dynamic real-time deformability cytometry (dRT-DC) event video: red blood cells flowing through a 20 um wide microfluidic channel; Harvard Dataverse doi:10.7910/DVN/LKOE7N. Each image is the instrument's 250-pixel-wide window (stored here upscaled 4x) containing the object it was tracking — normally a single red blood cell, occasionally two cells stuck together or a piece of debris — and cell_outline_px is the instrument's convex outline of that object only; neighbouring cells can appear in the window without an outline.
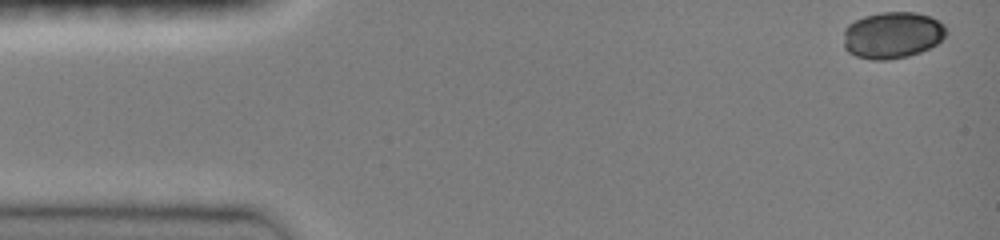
{"species": "common noctule bat (a hibernating species)", "species_latin": "Nyctalus noctula", "temperature_condition": "room temperature", "stored_images_in_passage": 8, "camera_frame_rate_fps": 3000, "um_per_image_px": 0.085, "animal": {"sex": "female", "body_mass_g": 19.0, "forearm_length_mm": 51.5}, "frame": {"image": 1, "passage_image": 1, "time_ms": 0.0, "image_size_px": [1000, 240], "cell_outline_px": [[948, 32], [936, 44], [920, 52], [908, 56], [888, 60], [872, 60], [856, 56], [848, 52], [844, 48], [844, 28], [848, 24], [864, 16], [880, 12], [916, 12], [932, 16], [944, 24], [948, 28]], "centroid_in_image_um": [75.86, 2.97], "position_along_channel_um": 9.1, "area_um2": 28.21}}
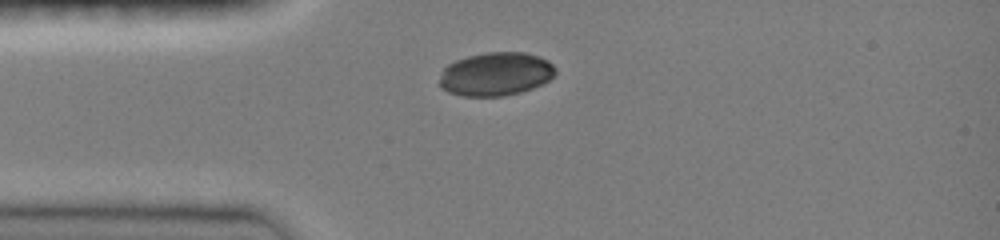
{"frame": {"image": 2, "passage_image": 5, "time_ms": 3.333, "image_size_px": [1000, 240], "cell_outline_px": [[556, 72], [548, 80], [532, 88], [520, 92], [504, 96], [464, 96], [448, 92], [440, 88], [440, 76], [444, 68], [448, 64], [456, 60], [468, 56], [484, 52], [524, 52], [540, 56], [548, 60], [556, 68]], "centroid_in_image_um": [42.13, 6.28], "position_along_channel_um": 42.9, "area_um2": 29.42}}
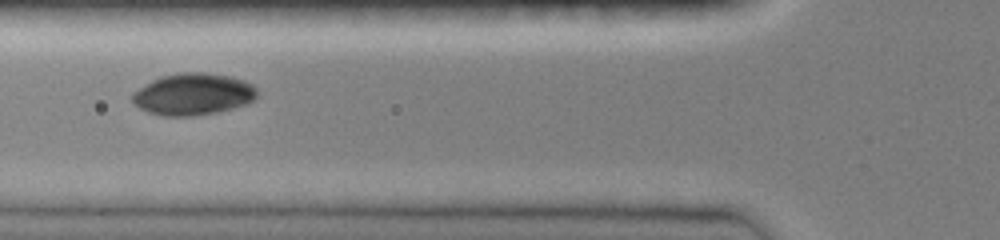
{"frame": {"image": 3, "passage_image": 7, "time_ms": 5.333, "image_size_px": [1000, 240], "cell_outline_px": [[256, 96], [248, 104], [216, 112], [192, 116], [164, 116], [148, 112], [140, 108], [132, 100], [132, 92], [152, 80], [160, 76], [180, 72], [208, 72], [228, 76], [244, 80], [252, 84], [256, 88]], "centroid_in_image_um": [16.4, 8.0], "position_along_channel_um": 109.4, "area_um2": 30.4}}